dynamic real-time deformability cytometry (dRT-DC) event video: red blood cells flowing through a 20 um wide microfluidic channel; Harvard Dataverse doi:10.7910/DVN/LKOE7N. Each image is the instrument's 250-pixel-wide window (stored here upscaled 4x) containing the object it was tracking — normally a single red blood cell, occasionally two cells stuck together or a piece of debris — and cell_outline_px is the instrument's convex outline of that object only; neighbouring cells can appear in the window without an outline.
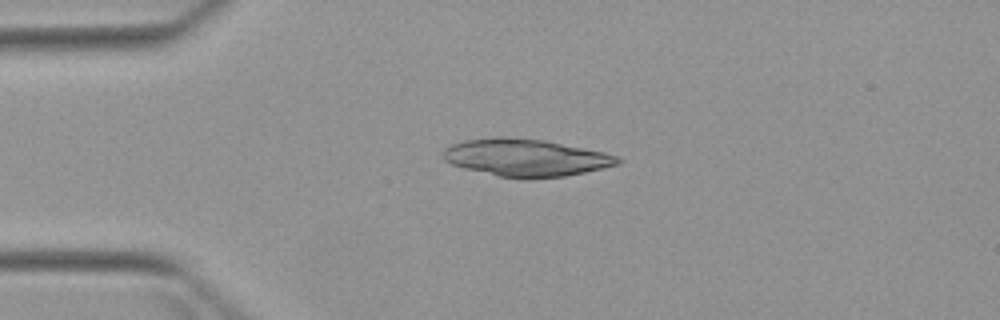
{"species": "Egyptian fruit bat (a non-hibernating species)", "species_latin": "Rousettus aegyptiacus", "temperature_condition": "warm", "stored_images_in_passage": 4, "camera_frame_rate_fps": 3000, "um_per_image_px": 0.085, "animal": {"sex": "female"}, "frame": {"image": 1, "passage_image": 2, "time_ms": 2.0, "image_size_px": [1000, 320], "cell_outline_px": [[624, 160], [620, 164], [584, 172], [564, 176], [496, 176], [464, 168], [452, 164], [444, 160], [444, 148], [452, 144], [464, 140], [496, 136], [504, 136], [544, 140], [604, 152], [616, 156]], "centroid_in_image_um": [44.68, 13.36], "position_along_channel_um": 40.3, "area_um2": 37.34}}